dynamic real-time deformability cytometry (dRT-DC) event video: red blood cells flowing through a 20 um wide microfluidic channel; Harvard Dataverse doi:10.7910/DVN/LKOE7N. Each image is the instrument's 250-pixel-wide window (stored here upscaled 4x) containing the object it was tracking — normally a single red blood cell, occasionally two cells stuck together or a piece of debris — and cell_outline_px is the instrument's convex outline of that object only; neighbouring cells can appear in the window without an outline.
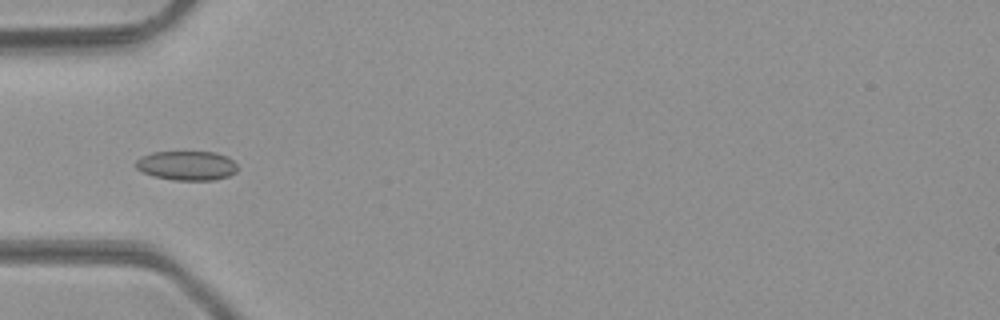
{"species": "common noctule bat (a hibernating species)", "species_latin": "Nyctalus noctula", "temperature_condition": "room temperature", "stored_images_in_passage": 30, "camera_frame_rate_fps": 3000, "um_per_image_px": 0.085, "animal": {"sex": "male", "body_mass_g": 23.1, "forearm_length_mm": 52.7}, "frame": {"image": 1, "passage_image": 7, "time_ms": 2.0, "image_size_px": [1000, 320], "cell_outline_px": [[236, 172], [228, 176], [212, 180], [172, 180], [152, 176], [136, 168], [132, 164], [140, 156], [152, 152], [216, 152], [228, 156], [236, 164]], "centroid_in_image_um": [15.83, 14.07], "position_along_channel_um": 69.2, "area_um2": 17.57}}
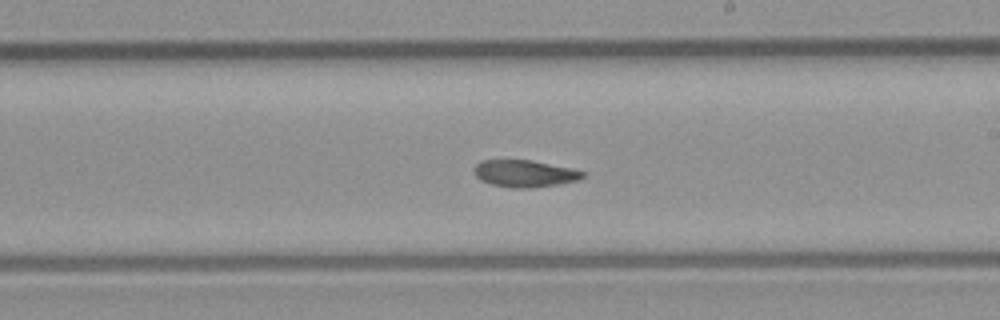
{"frame": {"image": 2, "passage_image": 16, "time_ms": 5.0, "image_size_px": [1000, 320], "cell_outline_px": [[584, 176], [576, 180], [560, 184], [528, 188], [512, 188], [492, 184], [480, 180], [476, 176], [472, 168], [480, 160], [532, 160], [572, 168], [584, 172]], "centroid_in_image_um": [44.56, 14.74], "position_along_channel_um": 244.4, "area_um2": 17.11}}
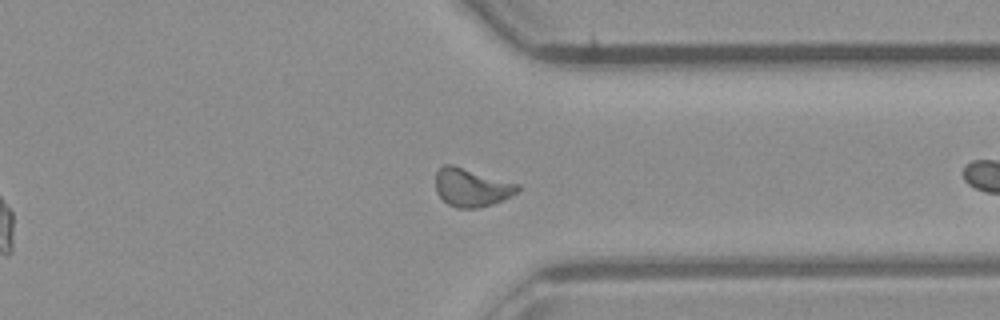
{"frame": {"image": 3, "passage_image": 25, "time_ms": 8.0, "image_size_px": [1000, 320], "cell_outline_px": [[520, 188], [512, 196], [492, 204], [476, 208], [456, 208], [448, 204], [436, 192], [436, 172], [444, 164], [452, 164], [520, 184]], "centroid_in_image_um": [40.08, 15.93], "position_along_channel_um": 371.3, "area_um2": 18.26}, "authors_computed_cell_mechanics": {"area_um2": 17.5134, "velocity_mm_per_s": 4.2821, "shape_relaxation_time_tau1_ms": null, "shape_relaxation_time_tau2_ms": 3.1356, "deformation_change_tau1": null, "deformation_change_tau2": 0.101}}